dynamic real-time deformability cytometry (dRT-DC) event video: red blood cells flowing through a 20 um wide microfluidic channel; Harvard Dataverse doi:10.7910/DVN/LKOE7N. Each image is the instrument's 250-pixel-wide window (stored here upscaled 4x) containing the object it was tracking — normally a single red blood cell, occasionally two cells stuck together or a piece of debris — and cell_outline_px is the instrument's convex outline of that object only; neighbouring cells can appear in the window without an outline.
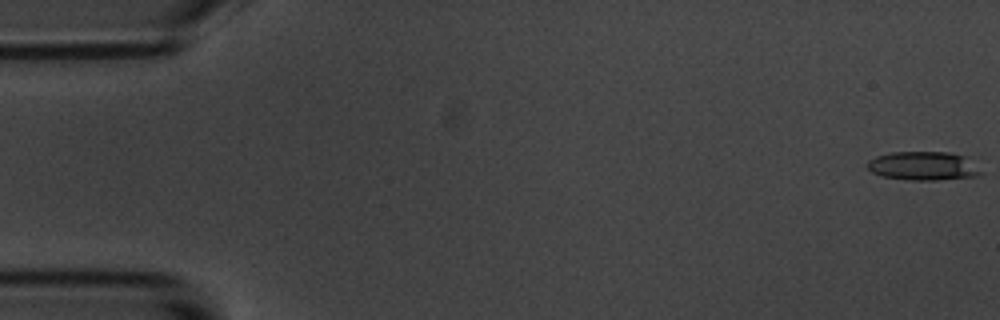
{"species": "common noctule bat (a hibernating species)", "species_latin": "Nyctalus noctula", "temperature_condition": "room temperature", "stored_images_in_passage": 56, "camera_frame_rate_fps": 3000, "um_per_image_px": 0.085, "animal": {"sex": "male", "body_mass_g": 20.1, "forearm_length_mm": 53.5}, "frame": {"image": 1, "passage_image": 1, "time_ms": 0.0, "image_size_px": [1000, 320], "cell_outline_px": [[984, 172], [976, 176], [936, 180], [912, 180], [880, 176], [872, 172], [868, 168], [868, 160], [876, 156], [892, 152], [948, 152], [964, 156]], "centroid_in_image_um": [78.46, 14.1], "position_along_channel_um": 6.5, "area_um2": 18.9}}
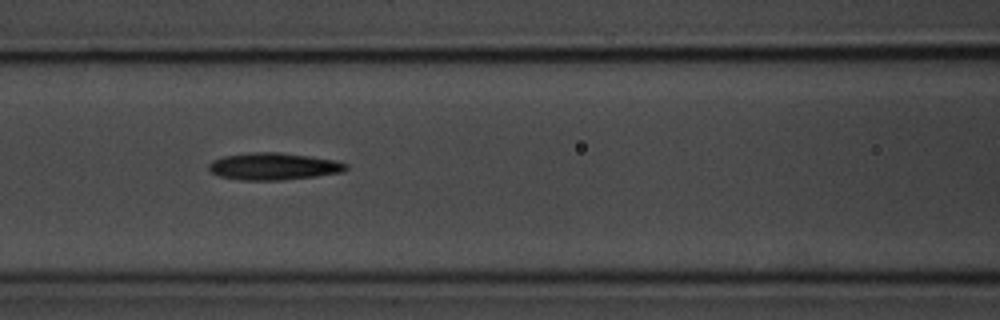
{"frame": {"image": 2, "passage_image": 24, "time_ms": 7.667, "image_size_px": [1000, 320], "cell_outline_px": [[348, 168], [344, 172], [316, 176], [280, 180], [240, 180], [220, 176], [212, 172], [208, 168], [208, 164], [212, 160], [224, 156], [252, 152], [280, 152], [336, 160], [348, 164]], "centroid_in_image_um": [23.27, 14.14], "position_along_channel_um": 143.3, "area_um2": 21.68}}
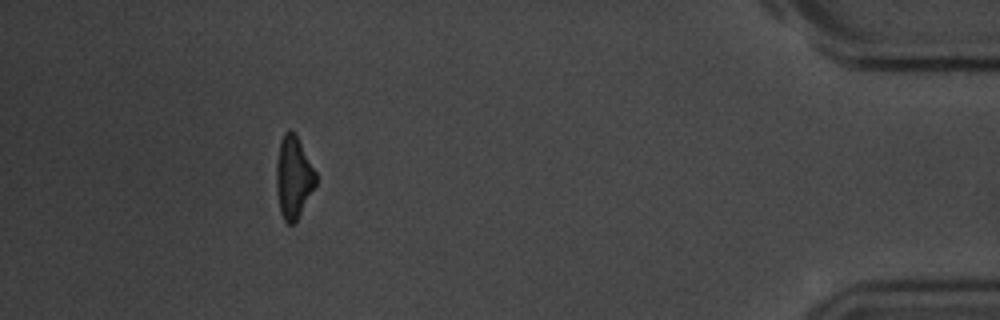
{"frame": {"image": 3, "passage_image": 51, "time_ms": 16.667, "image_size_px": [1000, 320], "cell_outline_px": [[316, 184], [296, 220], [292, 224], [288, 224], [284, 220], [280, 212], [276, 188], [276, 164], [280, 140], [284, 132], [288, 128], [296, 136], [316, 172]], "centroid_in_image_um": [24.92, 15.06], "position_along_channel_um": 410.3, "area_um2": 18.55}, "authors_computed_cell_mechanics": {"area_um2": 20.1433, "velocity_mm_per_s": 3.619, "shape_relaxation_time_tau1_ms": 3.9012, "shape_relaxation_time_tau2_ms": null, "deformation_change_tau1": 0.1399, "deformation_change_tau2": null}}